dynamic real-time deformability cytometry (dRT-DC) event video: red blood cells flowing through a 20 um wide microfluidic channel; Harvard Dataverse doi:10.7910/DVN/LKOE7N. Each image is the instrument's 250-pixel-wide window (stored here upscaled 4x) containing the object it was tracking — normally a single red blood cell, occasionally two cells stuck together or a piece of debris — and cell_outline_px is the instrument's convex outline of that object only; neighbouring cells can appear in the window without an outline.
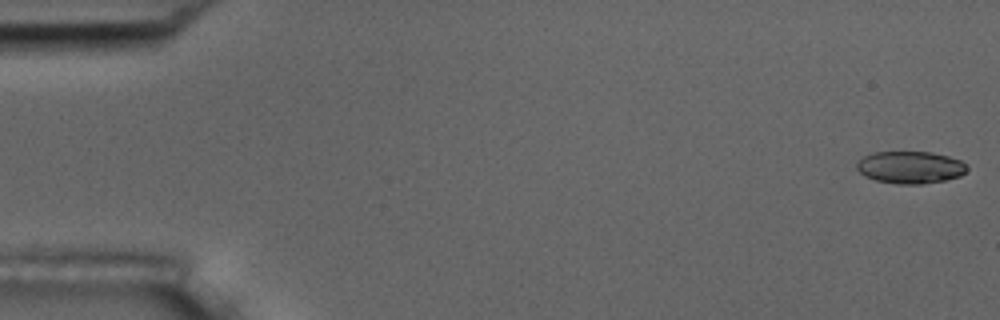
{"species": "common noctule bat (a hibernating species)", "species_latin": "Nyctalus noctula", "temperature_condition": "room temperature", "stored_images_in_passage": 5, "camera_frame_rate_fps": 3000, "um_per_image_px": 0.085, "animal": {"sex": "male", "body_mass_g": 17.5, "forearm_length_mm": 52.3}, "frame": {"image": 1, "passage_image": 1, "time_ms": 0.0, "image_size_px": [1000, 320], "cell_outline_px": [[968, 168], [960, 176], [944, 180], [924, 184], [896, 184], [876, 180], [864, 176], [856, 168], [856, 164], [864, 156], [872, 152], [932, 152], [948, 156], [960, 160]], "centroid_in_image_um": [77.35, 14.22], "position_along_channel_um": 7.6, "area_um2": 20.69}}
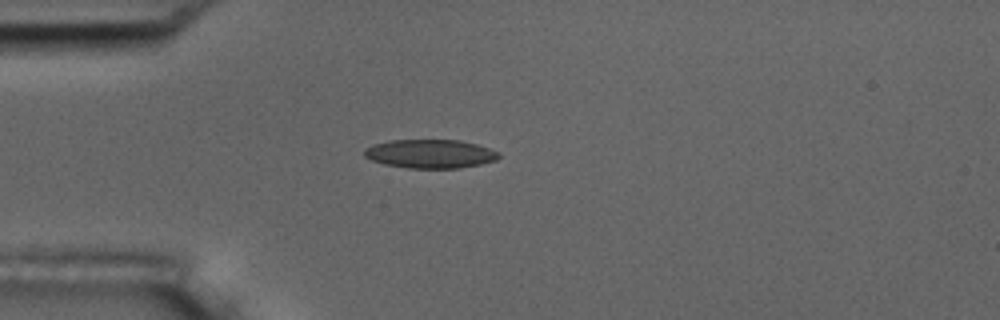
{"frame": {"image": 2, "passage_image": 5, "time_ms": 4.667, "image_size_px": [1000, 320], "cell_outline_px": [[500, 156], [496, 160], [480, 164], [460, 168], [408, 168], [384, 164], [372, 160], [364, 156], [364, 148], [372, 144], [388, 140], [460, 140], [476, 144], [500, 152]], "centroid_in_image_um": [36.55, 13.07], "position_along_channel_um": 48.5, "area_um2": 22.6}}